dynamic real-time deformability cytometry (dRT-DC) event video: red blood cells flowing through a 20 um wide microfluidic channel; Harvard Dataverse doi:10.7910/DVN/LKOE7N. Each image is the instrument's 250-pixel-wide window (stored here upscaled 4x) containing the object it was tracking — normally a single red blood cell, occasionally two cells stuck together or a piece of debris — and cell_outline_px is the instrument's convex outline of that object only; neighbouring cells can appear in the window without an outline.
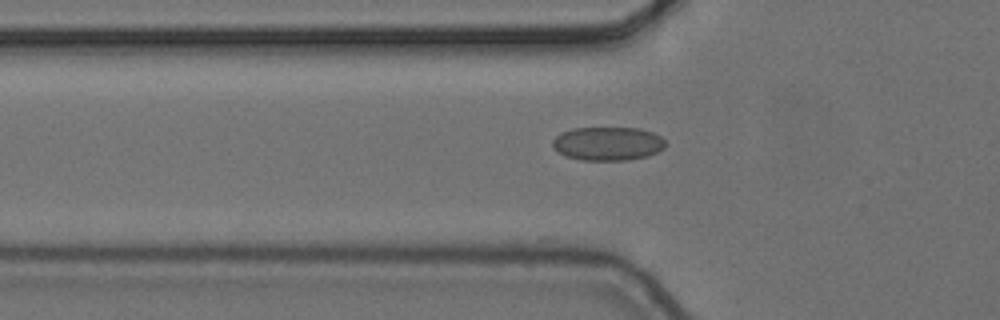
{"species": "common noctule bat (a hibernating species)", "species_latin": "Nyctalus noctula", "temperature_condition": "cold", "stored_images_in_passage": 3, "camera_frame_rate_fps": 3000, "um_per_image_px": 0.085, "animal": {"sex": "female", "body_mass_g": 24.6, "forearm_length_mm": 56.2}, "frame": {"image": 1, "passage_image": 3, "time_ms": 0.667, "image_size_px": [1000, 320], "cell_outline_px": [[668, 144], [664, 148], [648, 156], [628, 160], [580, 160], [564, 156], [552, 148], [552, 140], [560, 132], [572, 128], [640, 128], [652, 132], [660, 136]], "centroid_in_image_um": [51.64, 12.21], "position_along_channel_um": 74.2, "area_um2": 22.43}}